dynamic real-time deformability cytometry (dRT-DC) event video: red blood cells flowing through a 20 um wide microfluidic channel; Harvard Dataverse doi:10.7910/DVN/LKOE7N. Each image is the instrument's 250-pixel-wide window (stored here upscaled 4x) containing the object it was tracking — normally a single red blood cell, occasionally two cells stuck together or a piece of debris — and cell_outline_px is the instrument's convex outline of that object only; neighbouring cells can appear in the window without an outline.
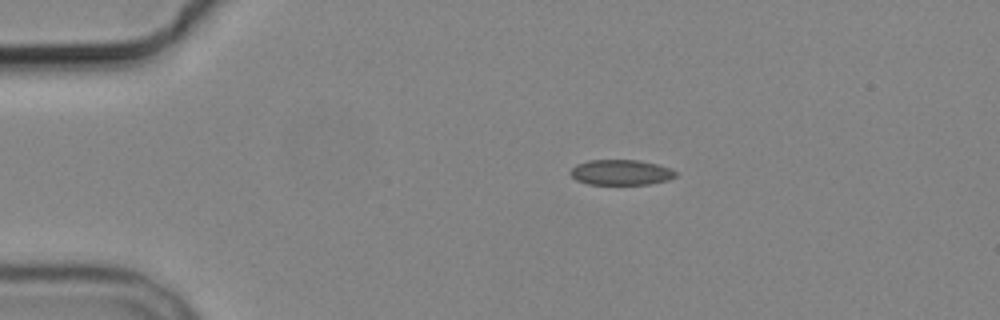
{"species": "common noctule bat (a hibernating species)", "species_latin": "Nyctalus noctula", "temperature_condition": "cold", "stored_images_in_passage": 4, "camera_frame_rate_fps": 3000, "um_per_image_px": 0.085, "animal": {"sex": "male", "body_mass_g": 19.2, "forearm_length_mm": 51.8}, "frame": {"image": 1, "passage_image": 1, "time_ms": 0.0, "image_size_px": [1000, 320], "cell_outline_px": [[676, 176], [668, 180], [648, 184], [588, 184], [576, 180], [568, 172], [576, 164], [588, 160], [636, 160], [656, 164], [668, 168], [676, 172]], "centroid_in_image_um": [52.73, 14.65], "position_along_channel_um": 32.3, "area_um2": 15.43}}
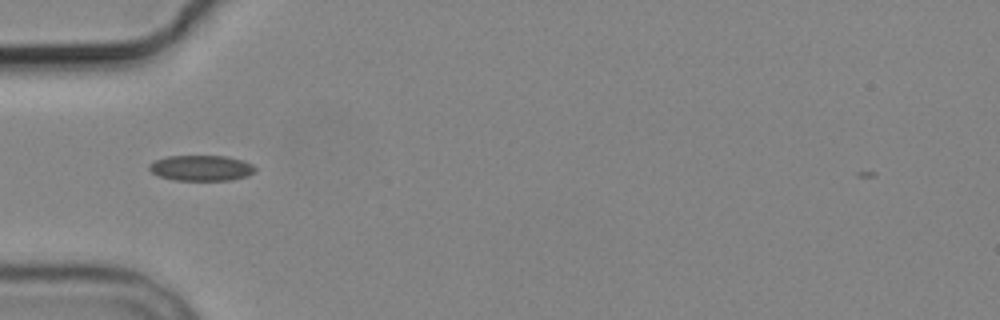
{"frame": {"image": 2, "passage_image": 3, "time_ms": 2.333, "image_size_px": [1000, 320], "cell_outline_px": [[256, 168], [248, 176], [232, 180], [176, 180], [156, 176], [148, 168], [148, 164], [156, 160], [168, 156], [224, 156], [244, 160], [252, 164]], "centroid_in_image_um": [17.09, 14.28], "position_along_channel_um": 67.9, "area_um2": 15.84}}
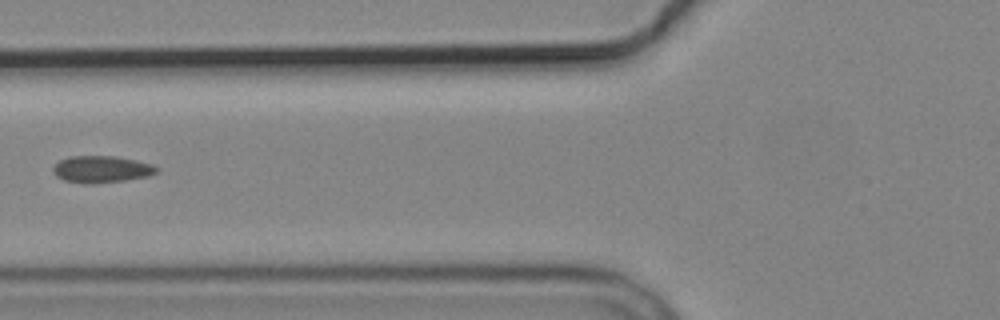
{"frame": {"image": 3, "passage_image": 4, "time_ms": 3.667, "image_size_px": [1000, 320], "cell_outline_px": [[160, 168], [156, 172], [148, 176], [124, 180], [88, 184], [84, 184], [64, 180], [56, 176], [52, 172], [52, 168], [60, 160], [68, 156], [116, 156], [136, 160], [152, 164]], "centroid_in_image_um": [8.61, 14.38], "position_along_channel_um": 117.2, "area_um2": 16.24}}